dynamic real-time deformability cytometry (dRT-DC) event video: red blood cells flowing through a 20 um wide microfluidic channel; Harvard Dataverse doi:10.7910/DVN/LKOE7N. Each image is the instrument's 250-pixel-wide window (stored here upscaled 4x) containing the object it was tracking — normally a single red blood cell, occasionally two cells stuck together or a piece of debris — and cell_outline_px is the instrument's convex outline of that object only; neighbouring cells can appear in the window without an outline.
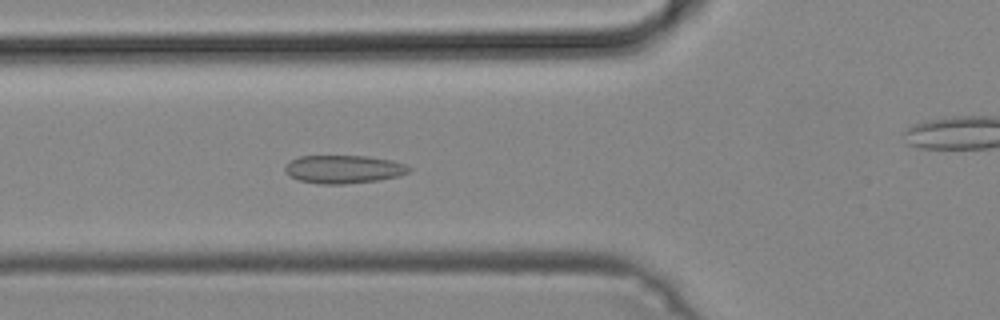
{"species": "common noctule bat (a hibernating species)", "species_latin": "Nyctalus noctula", "temperature_condition": "cold", "stored_images_in_passage": 50, "camera_frame_rate_fps": 3000, "um_per_image_px": 0.085, "animal": {"sex": "male", "body_mass_g": 19.2, "forearm_length_mm": 51.8}, "frame": {"image": 1, "passage_image": 18, "time_ms": 5.667, "image_size_px": [1000, 320], "cell_outline_px": [[412, 168], [408, 172], [400, 176], [376, 180], [344, 184], [320, 184], [300, 180], [284, 172], [284, 168], [292, 160], [300, 156], [368, 156], [392, 160], [404, 164]], "centroid_in_image_um": [29.23, 14.38], "position_along_channel_um": 96.6, "area_um2": 20.17}}
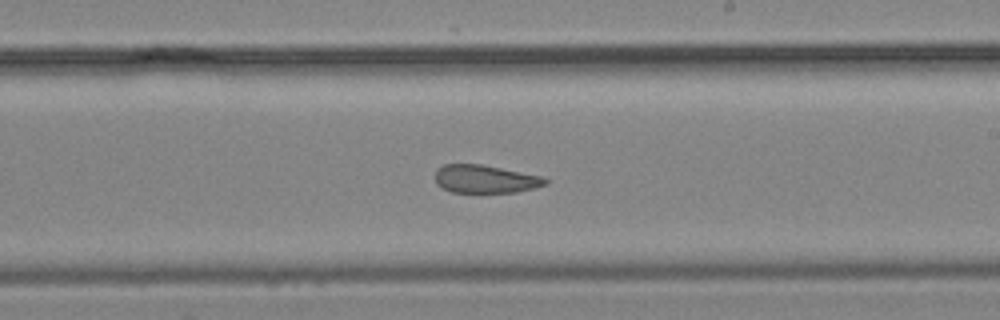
{"frame": {"image": 2, "passage_image": 29, "time_ms": 9.333, "image_size_px": [1000, 320], "cell_outline_px": [[548, 184], [516, 192], [452, 192], [436, 184], [436, 168], [444, 164], [480, 164], [544, 176], [548, 180]], "centroid_in_image_um": [41.26, 15.21], "position_along_channel_um": 247.7, "area_um2": 17.98}}
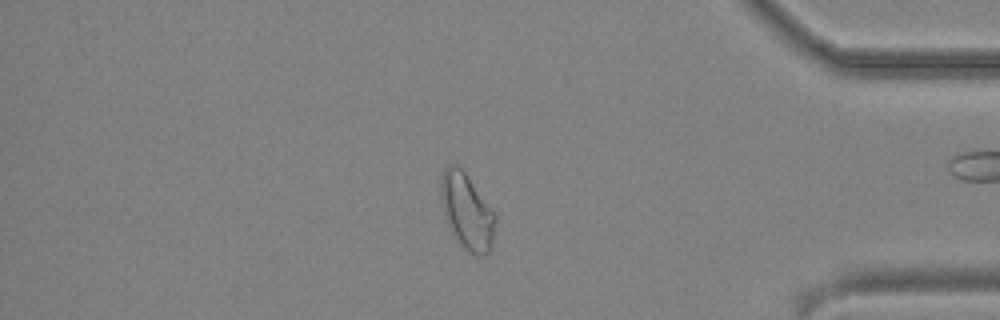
{"frame": {"image": 3, "passage_image": 42, "time_ms": 13.667, "image_size_px": [1000, 320], "cell_outline_px": [[496, 220], [492, 248], [484, 256], [476, 256], [468, 252], [452, 236], [440, 200], [440, 184], [444, 168], [448, 164], [456, 164], [464, 172], [496, 212]], "centroid_in_image_um": [39.7, 18.0], "position_along_channel_um": 395.5, "area_um2": 24.45}}